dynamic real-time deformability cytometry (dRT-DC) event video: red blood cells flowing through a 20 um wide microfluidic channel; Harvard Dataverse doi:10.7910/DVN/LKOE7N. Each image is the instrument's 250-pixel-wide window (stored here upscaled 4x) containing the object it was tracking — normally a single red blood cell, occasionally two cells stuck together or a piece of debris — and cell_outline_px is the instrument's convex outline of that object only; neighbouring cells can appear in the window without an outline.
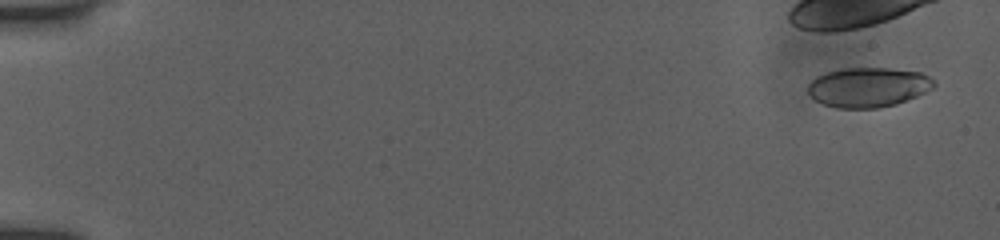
{"species": "human", "species_latin": "Homo sapiens", "temperature_condition": "room temperature", "stored_images_in_passage": 47, "camera_frame_rate_fps": 3000, "um_per_image_px": 0.085, "donor": {"sex": "female"}, "frame": {"image": 1, "passage_image": 3, "time_ms": 0.667, "image_size_px": [1000, 240], "cell_outline_px": [[936, 84], [932, 88], [916, 96], [896, 104], [876, 108], [836, 108], [824, 104], [808, 96], [808, 84], [816, 76], [824, 72], [840, 68], [888, 68], [920, 72], [936, 80]], "centroid_in_image_um": [73.76, 7.4], "position_along_channel_um": 11.2, "area_um2": 29.3}}